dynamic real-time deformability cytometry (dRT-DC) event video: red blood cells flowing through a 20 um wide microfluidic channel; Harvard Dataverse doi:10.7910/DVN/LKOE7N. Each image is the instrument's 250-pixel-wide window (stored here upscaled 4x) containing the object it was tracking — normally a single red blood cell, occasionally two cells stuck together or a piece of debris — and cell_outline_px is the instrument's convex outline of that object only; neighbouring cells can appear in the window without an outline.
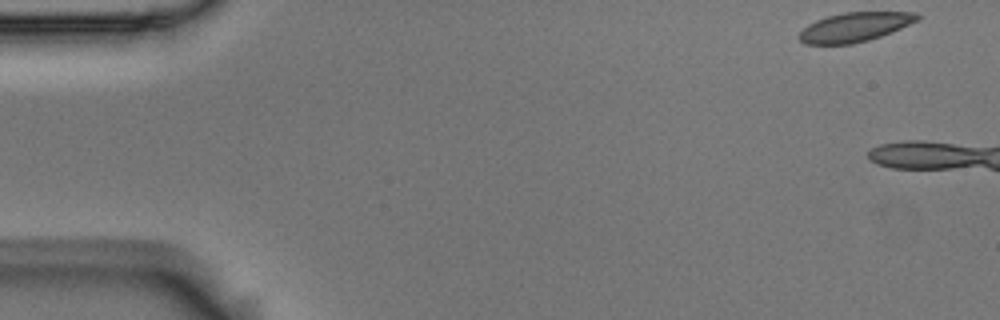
{"species": "Egyptian fruit bat (a non-hibernating species)", "species_latin": "Rousettus aegyptiacus", "temperature_condition": "room temperature", "stored_images_in_passage": 6, "camera_frame_rate_fps": 3000, "um_per_image_px": 0.085, "animal": {"sex": "male"}, "frame": {"image": 1, "passage_image": 1, "time_ms": 0.0, "image_size_px": [1000, 320], "cell_outline_px": [[920, 16], [916, 20], [900, 28], [880, 36], [868, 40], [852, 44], [804, 44], [796, 36], [808, 24], [816, 20], [828, 16], [844, 12], [920, 12]], "centroid_in_image_um": [72.61, 2.3], "position_along_channel_um": 12.4, "area_um2": 20.0}}